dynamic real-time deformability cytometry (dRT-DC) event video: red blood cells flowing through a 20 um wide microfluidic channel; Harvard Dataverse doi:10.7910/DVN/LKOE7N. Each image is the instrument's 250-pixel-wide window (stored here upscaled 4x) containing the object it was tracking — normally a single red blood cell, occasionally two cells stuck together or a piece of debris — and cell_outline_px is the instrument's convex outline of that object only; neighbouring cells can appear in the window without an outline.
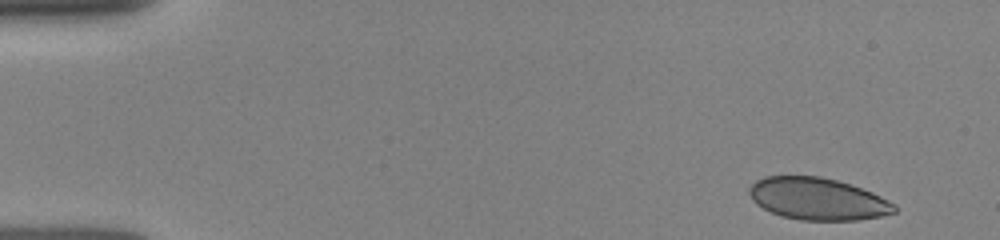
{"species": "human", "species_latin": "Homo sapiens", "temperature_condition": "room temperature", "stored_images_in_passage": 5, "camera_frame_rate_fps": 3000, "um_per_image_px": 0.085, "donor": {"sex": "female"}, "frame": {"image": 1, "passage_image": 1, "time_ms": 0.0, "image_size_px": [1000, 240], "cell_outline_px": [[896, 212], [880, 216], [860, 220], [800, 220], [780, 216], [756, 204], [752, 200], [748, 192], [748, 188], [756, 180], [764, 176], [820, 176], [836, 180], [872, 192], [896, 204]], "centroid_in_image_um": [69.48, 16.91], "position_along_channel_um": 15.5, "area_um2": 35.6}}
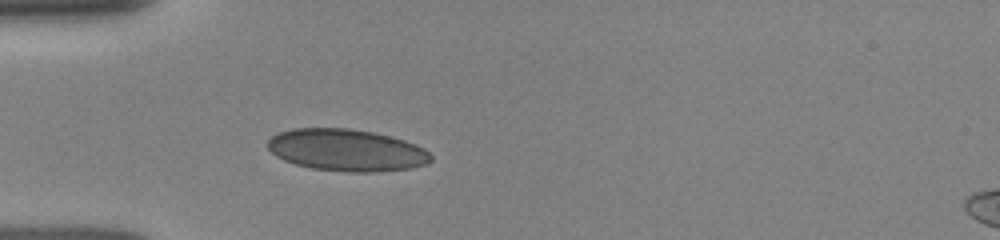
{"frame": {"image": 2, "passage_image": 5, "time_ms": 3.667, "image_size_px": [1000, 240], "cell_outline_px": [[432, 160], [428, 164], [412, 168], [372, 172], [344, 172], [312, 168], [296, 164], [284, 160], [276, 156], [268, 148], [268, 140], [272, 136], [280, 132], [292, 128], [348, 128], [372, 132], [404, 140], [416, 144], [424, 148], [432, 156]], "centroid_in_image_um": [29.47, 12.77], "position_along_channel_um": 55.5, "area_um2": 39.94}}